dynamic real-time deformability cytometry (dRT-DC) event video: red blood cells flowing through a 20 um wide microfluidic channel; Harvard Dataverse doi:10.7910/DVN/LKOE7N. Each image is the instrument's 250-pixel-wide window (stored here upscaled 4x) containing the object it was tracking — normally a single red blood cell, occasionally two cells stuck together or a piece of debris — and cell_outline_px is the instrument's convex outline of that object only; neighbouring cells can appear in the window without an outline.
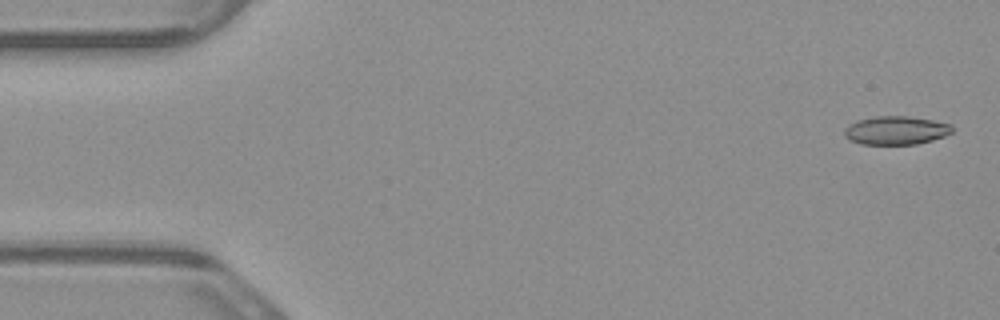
{"species": "common noctule bat (a hibernating species)", "species_latin": "Nyctalus noctula", "temperature_condition": "warm", "stored_images_in_passage": 6, "segment_of_instrument_passage": [1, 2], "camera_frame_rate_fps": 3000, "um_per_image_px": 0.085, "animal": {"sex": "male", "body_mass_g": 23.1, "forearm_length_mm": 52.7}, "frame": {"image": 1, "passage_image": 1, "time_ms": 0.0, "image_size_px": [1000, 320], "cell_outline_px": [[952, 132], [944, 136], [932, 140], [916, 144], [860, 144], [848, 140], [844, 136], [844, 128], [848, 124], [856, 120], [876, 116], [908, 116], [932, 120], [952, 124]], "centroid_in_image_um": [76.11, 11.08], "position_along_channel_um": 8.9, "area_um2": 18.03}}
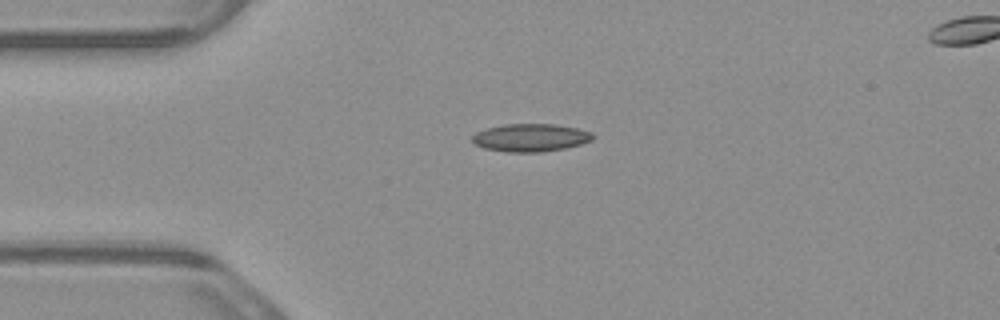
{"frame": {"image": 2, "passage_image": 4, "time_ms": 1.0, "image_size_px": [1000, 320], "cell_outline_px": [[596, 136], [592, 140], [580, 144], [564, 148], [540, 152], [508, 152], [484, 148], [476, 144], [472, 140], [472, 136], [476, 132], [488, 128], [504, 124], [556, 124], [576, 128], [592, 132]], "centroid_in_image_um": [45.12, 11.69], "position_along_channel_um": 39.9, "area_um2": 19.48}}